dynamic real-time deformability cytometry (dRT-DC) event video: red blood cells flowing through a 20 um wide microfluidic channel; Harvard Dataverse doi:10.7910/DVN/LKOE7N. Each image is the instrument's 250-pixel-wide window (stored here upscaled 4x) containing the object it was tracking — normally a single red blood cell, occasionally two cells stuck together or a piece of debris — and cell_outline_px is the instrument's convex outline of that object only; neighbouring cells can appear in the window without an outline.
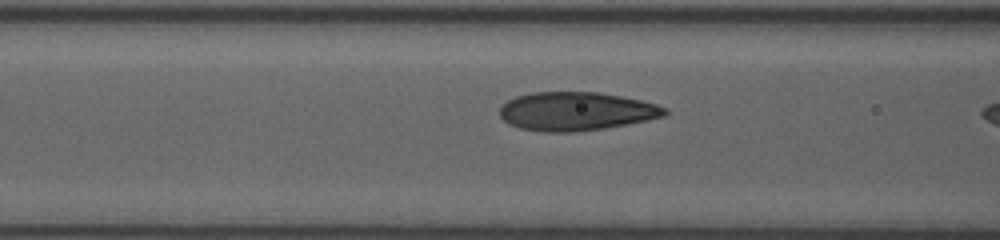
{"species": "human", "species_latin": "Homo sapiens", "temperature_condition": "room temperature", "stored_images_in_passage": 10, "camera_frame_rate_fps": 3000, "um_per_image_px": 0.085, "donor": {"sex": "female"}, "frame": {"image": 1, "passage_image": 9, "time_ms": 2.667, "image_size_px": [1000, 240], "cell_outline_px": [[668, 112], [664, 116], [648, 120], [604, 128], [572, 132], [544, 132], [520, 128], [508, 124], [500, 116], [500, 108], [508, 100], [516, 96], [532, 92], [596, 92], [620, 96], [640, 100], [656, 104], [668, 108]], "centroid_in_image_um": [48.97, 9.46], "position_along_channel_um": 117.6, "area_um2": 36.99}}